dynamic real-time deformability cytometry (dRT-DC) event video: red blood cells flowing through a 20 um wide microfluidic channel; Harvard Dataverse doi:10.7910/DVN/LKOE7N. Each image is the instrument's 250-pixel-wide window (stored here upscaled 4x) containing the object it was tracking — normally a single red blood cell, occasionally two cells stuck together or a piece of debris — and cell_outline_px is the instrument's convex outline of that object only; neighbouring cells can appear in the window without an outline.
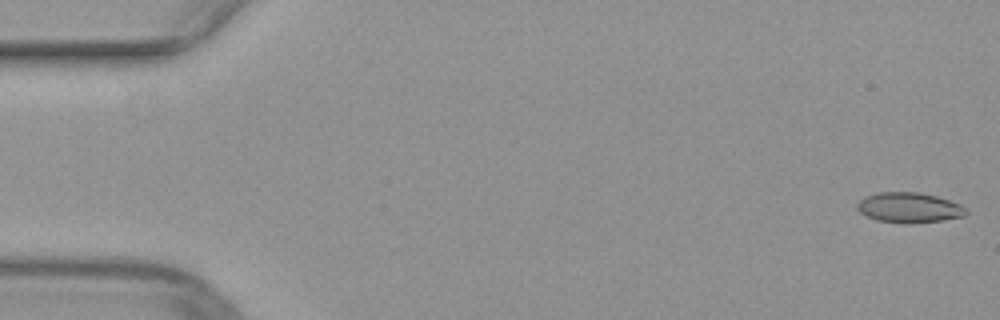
{"species": "common noctule bat (a hibernating species)", "species_latin": "Nyctalus noctula", "temperature_condition": "warm", "stored_images_in_passage": 50, "camera_frame_rate_fps": 3000, "um_per_image_px": 0.085, "animal": {"sex": "female", "body_mass_g": 29.2, "forearm_length_mm": 56.3}, "frame": {"image": 1, "passage_image": 1, "time_ms": 0.0, "image_size_px": [1000, 320], "cell_outline_px": [[968, 212], [964, 216], [944, 220], [912, 224], [904, 224], [876, 220], [860, 212], [856, 208], [856, 204], [864, 196], [876, 192], [920, 192], [936, 196], [960, 204], [968, 208]], "centroid_in_image_um": [77.28, 17.65], "position_along_channel_um": 7.7, "area_um2": 19.48}}
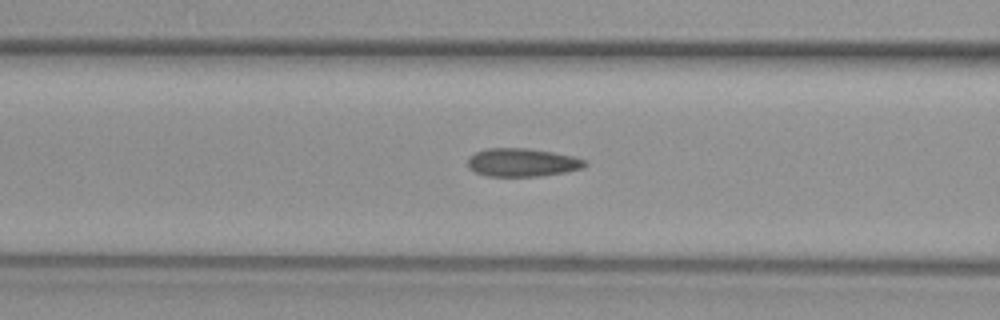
{"frame": {"image": 2, "passage_image": 20, "time_ms": 6.333, "image_size_px": [1000, 320], "cell_outline_px": [[588, 164], [584, 168], [568, 172], [540, 176], [488, 176], [476, 172], [468, 168], [468, 156], [476, 152], [488, 148], [528, 148], [552, 152], [572, 156], [588, 160]], "centroid_in_image_um": [44.43, 13.81], "position_along_channel_um": 122.2, "area_um2": 19.48}}
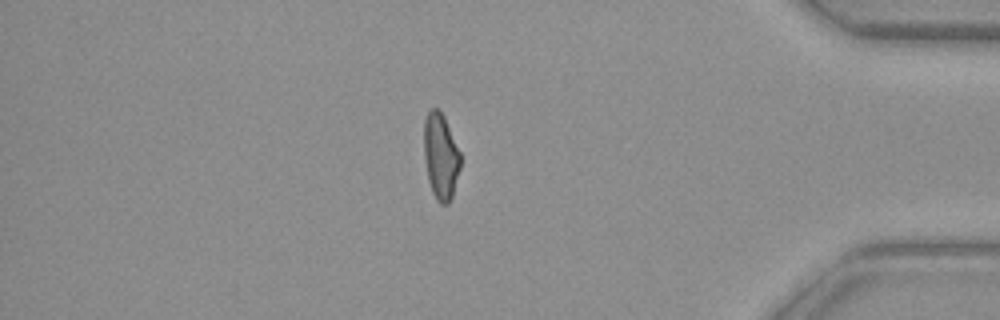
{"frame": {"image": 3, "passage_image": 43, "time_ms": 14.0, "image_size_px": [1000, 320], "cell_outline_px": [[460, 168], [452, 196], [448, 204], [440, 204], [436, 200], [432, 192], [428, 180], [424, 156], [424, 120], [428, 112], [432, 108], [440, 108], [444, 116], [460, 152]], "centroid_in_image_um": [37.45, 13.27], "position_along_channel_um": 397.7, "area_um2": 18.32}}